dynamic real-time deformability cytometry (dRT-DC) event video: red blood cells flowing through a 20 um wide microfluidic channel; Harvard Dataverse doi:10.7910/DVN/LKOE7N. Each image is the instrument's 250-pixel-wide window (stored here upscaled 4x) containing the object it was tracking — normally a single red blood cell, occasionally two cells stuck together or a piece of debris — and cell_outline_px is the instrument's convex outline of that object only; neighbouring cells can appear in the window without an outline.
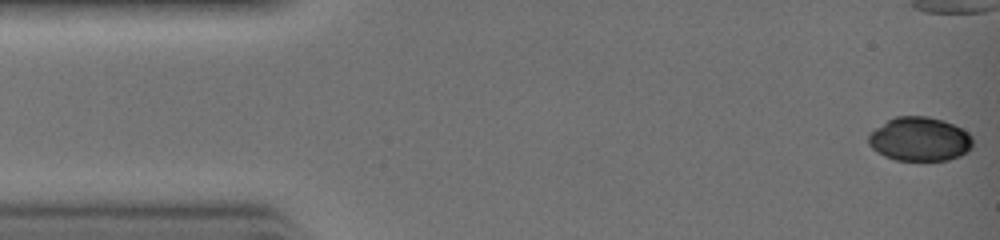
{"species": "common noctule bat (a hibernating species)", "species_latin": "Nyctalus noctula", "temperature_condition": "warm", "stored_images_in_passage": 23, "camera_frame_rate_fps": 3000, "um_per_image_px": 0.085, "animal": {"sex": "female", "body_mass_g": 19.0, "forearm_length_mm": 51.5}, "frame": {"image": 1, "passage_image": 1, "time_ms": 0.0, "image_size_px": [1000, 240], "cell_outline_px": [[972, 148], [968, 152], [960, 156], [948, 160], [896, 160], [884, 156], [876, 152], [868, 144], [868, 136], [876, 128], [888, 120], [896, 116], [928, 116], [944, 120], [968, 132], [972, 136]], "centroid_in_image_um": [78.18, 11.83], "position_along_channel_um": 6.8, "area_um2": 26.82}}